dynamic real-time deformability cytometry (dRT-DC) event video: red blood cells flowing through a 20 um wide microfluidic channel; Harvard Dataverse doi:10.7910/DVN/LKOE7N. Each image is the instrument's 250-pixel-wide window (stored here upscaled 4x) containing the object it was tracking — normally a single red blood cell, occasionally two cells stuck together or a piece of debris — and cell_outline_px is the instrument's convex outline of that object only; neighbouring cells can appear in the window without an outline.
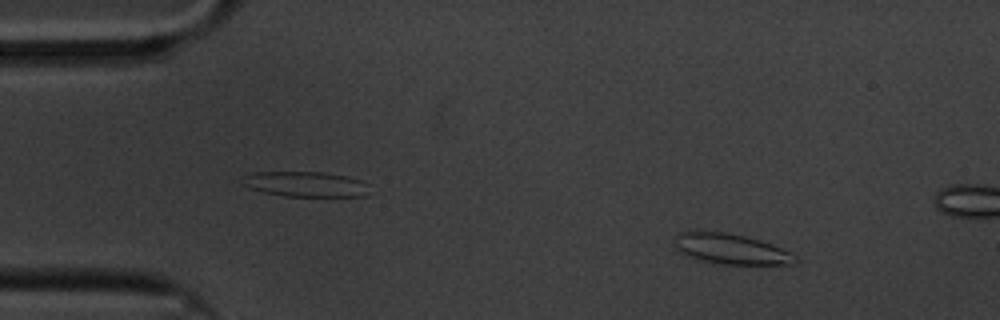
{"species": "common noctule bat (a hibernating species)", "species_latin": "Nyctalus noctula", "temperature_condition": "cold", "stored_images_in_passage": 14, "camera_frame_rate_fps": 3000, "um_per_image_px": 0.085, "animal": {"sex": "male", "body_mass_g": 20.1, "forearm_length_mm": 53.5}, "frame": {"image": 1, "passage_image": 7, "time_ms": 2.0, "image_size_px": [1000, 320], "cell_outline_px": [[800, 260], [792, 264], [716, 264], [696, 260], [672, 248], [676, 236], [680, 232], [696, 228], [724, 232], [744, 236], [780, 248], [796, 256]], "centroid_in_image_um": [61.97, 21.14], "position_along_channel_um": 23.0, "area_um2": 21.79}}